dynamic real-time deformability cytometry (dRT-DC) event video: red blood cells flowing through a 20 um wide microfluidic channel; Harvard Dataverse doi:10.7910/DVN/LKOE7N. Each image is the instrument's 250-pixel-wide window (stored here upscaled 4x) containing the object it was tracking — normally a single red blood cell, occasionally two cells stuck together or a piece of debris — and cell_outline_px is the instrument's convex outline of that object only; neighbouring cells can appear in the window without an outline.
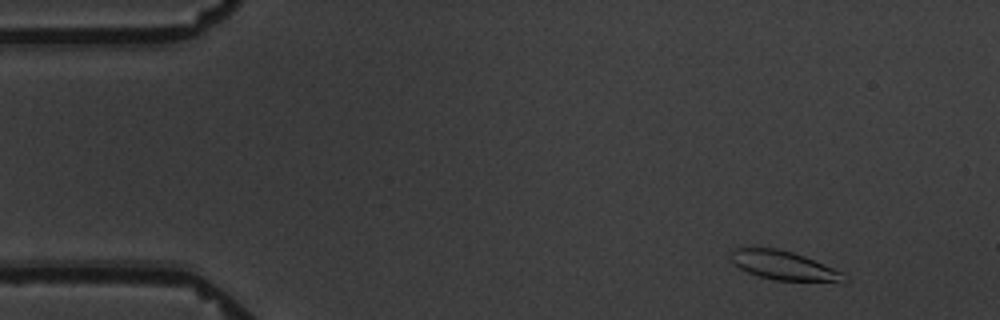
{"species": "common noctule bat (a hibernating species)", "species_latin": "Nyctalus noctula", "temperature_condition": "warm", "stored_images_in_passage": 6, "camera_frame_rate_fps": 3000, "um_per_image_px": 0.085, "animal": {"sex": "male", "body_mass_g": 19.5, "forearm_length_mm": 54.6}, "frame": {"image": 1, "passage_image": 2, "time_ms": 1.333, "image_size_px": [1000, 320], "cell_outline_px": [[840, 276], [836, 280], [776, 280], [760, 276], [748, 272], [740, 268], [732, 260], [732, 252], [736, 248], [776, 248], [792, 252], [804, 256], [832, 268], [840, 272]], "centroid_in_image_um": [66.46, 22.52], "position_along_channel_um": 18.5, "area_um2": 17.74}}